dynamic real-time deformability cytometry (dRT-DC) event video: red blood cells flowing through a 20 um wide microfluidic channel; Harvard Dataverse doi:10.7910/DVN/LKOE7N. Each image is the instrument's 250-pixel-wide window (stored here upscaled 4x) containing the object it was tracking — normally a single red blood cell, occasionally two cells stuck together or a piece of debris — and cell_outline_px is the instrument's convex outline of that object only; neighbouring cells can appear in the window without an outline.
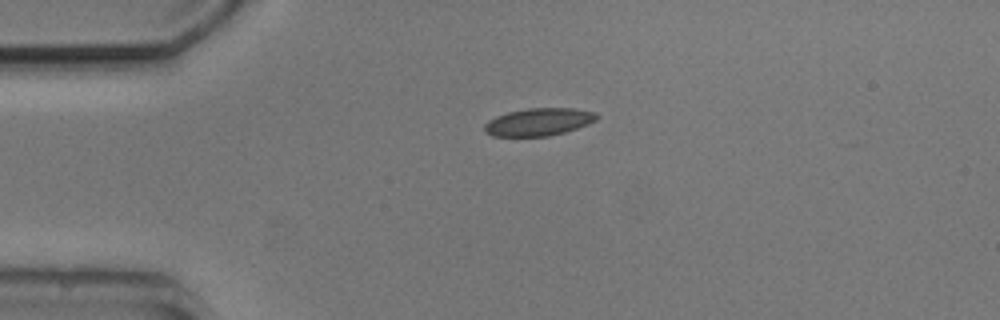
{"species": "common noctule bat (a hibernating species)", "species_latin": "Nyctalus noctula", "temperature_condition": "cold", "stored_images_in_passage": 3, "camera_frame_rate_fps": 3000, "um_per_image_px": 0.085, "animal": {"sex": "male", "body_mass_g": 20.5, "forearm_length_mm": 52.5}, "frame": {"image": 1, "passage_image": 1, "time_ms": 0.0, "image_size_px": [1000, 320], "cell_outline_px": [[600, 116], [596, 120], [588, 124], [564, 132], [548, 136], [492, 136], [484, 132], [484, 124], [488, 120], [496, 116], [508, 112], [528, 108], [576, 108], [596, 112]], "centroid_in_image_um": [45.79, 10.36], "position_along_channel_um": 39.2, "area_um2": 18.15}}